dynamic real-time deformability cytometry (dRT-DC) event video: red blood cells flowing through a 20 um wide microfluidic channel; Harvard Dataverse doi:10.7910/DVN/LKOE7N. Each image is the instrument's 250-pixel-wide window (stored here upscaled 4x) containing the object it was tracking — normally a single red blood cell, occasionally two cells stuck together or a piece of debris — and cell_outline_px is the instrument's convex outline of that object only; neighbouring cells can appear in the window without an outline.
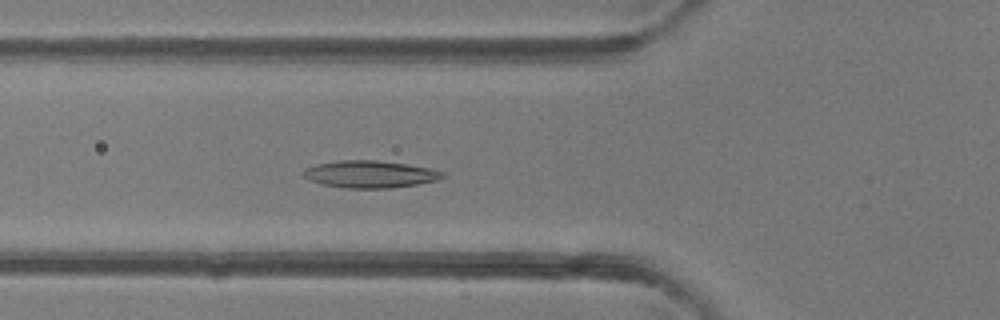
{"species": "common noctule bat (a hibernating species)", "species_latin": "Nyctalus noctula", "temperature_condition": "room temperature", "stored_images_in_passage": 48, "camera_frame_rate_fps": 3000, "um_per_image_px": 0.085, "animal": {"sex": "female"}, "frame": {"image": 1, "passage_image": 17, "time_ms": 5.333, "image_size_px": [1000, 320], "cell_outline_px": [[448, 176], [436, 180], [416, 184], [392, 188], [344, 188], [324, 184], [312, 180], [304, 176], [300, 172], [304, 168], [316, 164], [340, 160], [376, 160], [408, 164], [428, 168], [444, 172]], "centroid_in_image_um": [31.45, 14.8], "position_along_channel_um": 94.3, "area_um2": 22.02}}
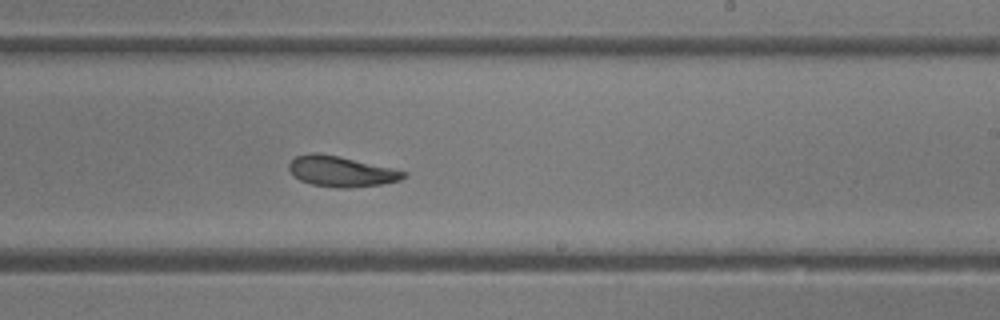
{"frame": {"image": 2, "passage_image": 29, "time_ms": 9.333, "image_size_px": [1000, 320], "cell_outline_px": [[408, 176], [400, 180], [380, 184], [348, 188], [336, 188], [312, 184], [300, 180], [292, 176], [288, 168], [288, 164], [296, 156], [312, 152], [316, 152], [336, 156], [392, 168], [408, 172]], "centroid_in_image_um": [28.97, 14.58], "position_along_channel_um": 260.0, "area_um2": 20.29}}
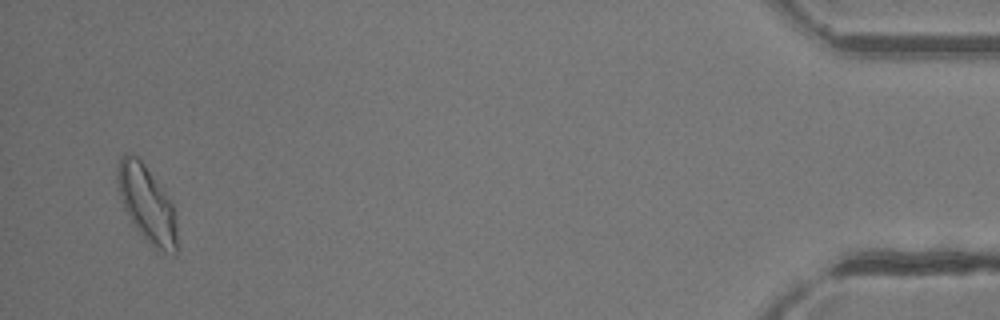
{"frame": {"image": 3, "passage_image": 47, "time_ms": 15.333, "image_size_px": [1000, 320], "cell_outline_px": [[176, 256], [156, 252], [140, 232], [124, 208], [116, 180], [116, 172], [120, 156], [124, 152], [128, 152], [136, 156], [144, 164], [172, 204], [176, 224]], "centroid_in_image_um": [12.47, 17.36], "position_along_channel_um": 422.7, "area_um2": 26.18}, "authors_computed_cell_mechanics": {"area_um2": 21.675, "velocity_mm_per_s": 4.1392, "shape_relaxation_time_tau1_ms": 4.9004, "shape_relaxation_time_tau2_ms": 3.1591, "deformation_change_tau1": 0.1446, "deformation_change_tau2": 0.0976}}